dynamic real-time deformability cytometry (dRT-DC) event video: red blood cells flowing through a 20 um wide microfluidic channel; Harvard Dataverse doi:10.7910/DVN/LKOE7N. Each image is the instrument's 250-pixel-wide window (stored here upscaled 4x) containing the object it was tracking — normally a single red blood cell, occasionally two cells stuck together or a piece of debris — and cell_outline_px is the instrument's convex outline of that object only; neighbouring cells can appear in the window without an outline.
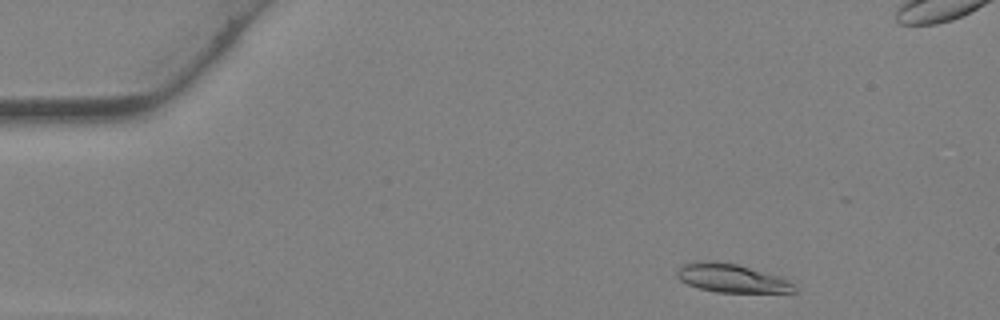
{"species": "Egyptian fruit bat (a non-hibernating species)", "species_latin": "Rousettus aegyptiacus", "temperature_condition": "warm", "stored_images_in_passage": 29, "camera_frame_rate_fps": 3000, "um_per_image_px": 0.085, "animal": {"sex": "female"}, "frame": {"image": 1, "passage_image": 2, "time_ms": 0.333, "image_size_px": [1000, 320], "cell_outline_px": [[796, 292], [716, 292], [700, 288], [688, 284], [680, 280], [676, 276], [676, 272], [684, 264], [700, 260], [708, 260], [736, 264], [780, 276], [788, 280], [796, 288]], "centroid_in_image_um": [62.17, 23.64], "position_along_channel_um": 22.8, "area_um2": 19.31}}
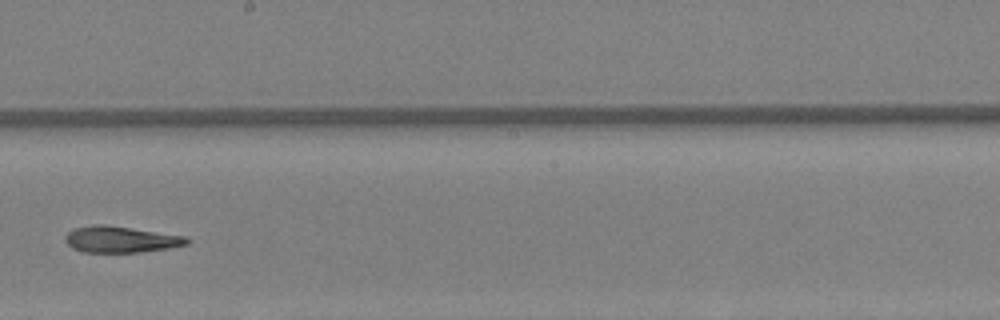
{"frame": {"image": 2, "passage_image": 19, "time_ms": 6.0, "image_size_px": [1000, 320], "cell_outline_px": [[192, 240], [188, 244], [168, 248], [136, 252], [84, 252], [72, 248], [64, 240], [64, 236], [68, 232], [76, 228], [92, 224], [104, 224], [188, 236]], "centroid_in_image_um": [10.28, 20.34], "position_along_channel_um": 237.9, "area_um2": 18.73}}
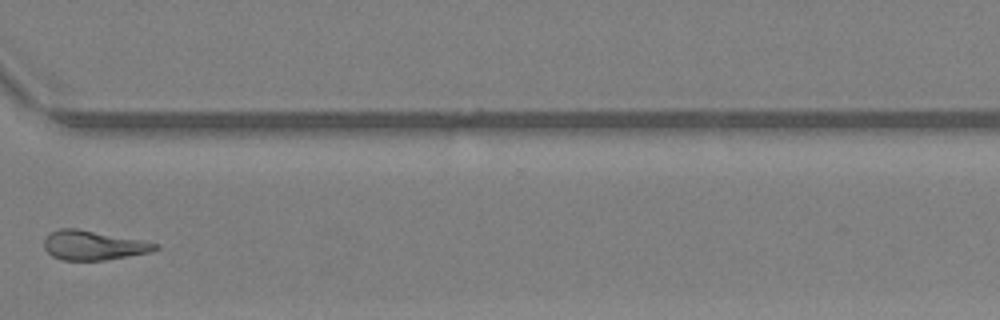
{"frame": {"image": 3, "passage_image": 26, "time_ms": 8.333, "image_size_px": [1000, 320], "cell_outline_px": [[160, 248], [148, 252], [128, 256], [104, 260], [64, 260], [52, 256], [44, 248], [44, 240], [52, 232], [60, 228], [76, 228], [140, 240], [160, 244]], "centroid_in_image_um": [7.92, 20.85], "position_along_channel_um": 362.7, "area_um2": 18.73}}